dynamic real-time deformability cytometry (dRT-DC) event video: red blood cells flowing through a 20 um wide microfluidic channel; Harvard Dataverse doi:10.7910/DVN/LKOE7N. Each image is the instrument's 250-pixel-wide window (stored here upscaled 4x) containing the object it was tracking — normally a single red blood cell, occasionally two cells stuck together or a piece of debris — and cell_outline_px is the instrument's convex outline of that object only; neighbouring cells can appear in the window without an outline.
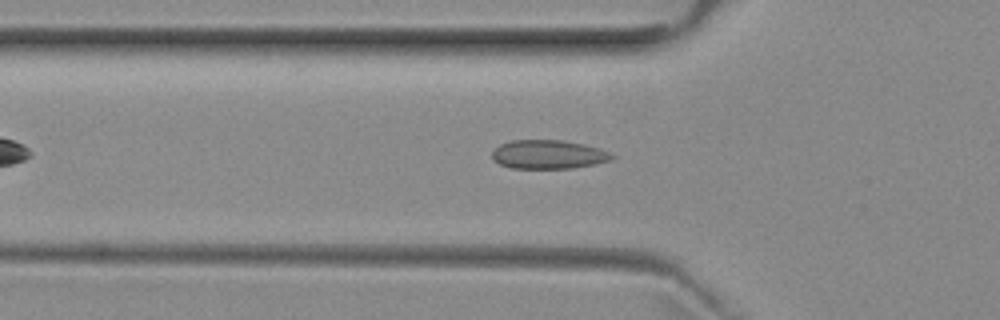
{"species": "common noctule bat (a hibernating species)", "species_latin": "Nyctalus noctula", "temperature_condition": "room temperature", "stored_images_in_passage": 41, "camera_frame_rate_fps": 3000, "um_per_image_px": 0.085, "animal": {"sex": "female", "body_mass_g": 29.2, "forearm_length_mm": 56.3}, "frame": {"image": 1, "passage_image": 9, "time_ms": 2.667, "image_size_px": [1000, 320], "cell_outline_px": [[616, 156], [612, 160], [572, 168], [512, 168], [500, 164], [492, 156], [492, 152], [500, 144], [512, 140], [564, 140], [584, 144], [600, 148]], "centroid_in_image_um": [46.63, 13.12], "position_along_channel_um": 79.2, "area_um2": 20.0}}
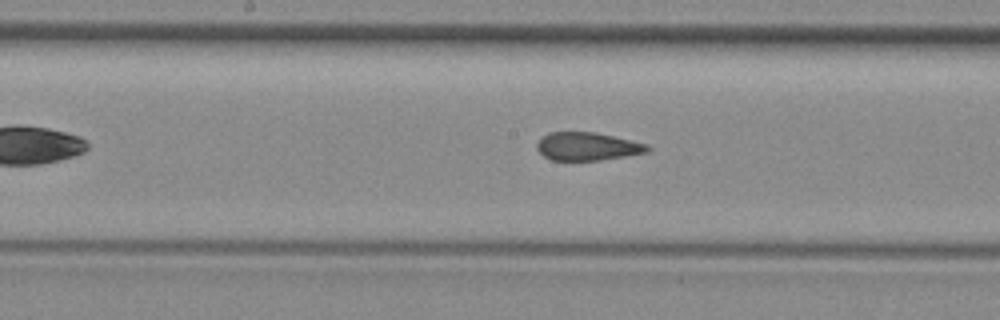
{"frame": {"image": 2, "passage_image": 18, "time_ms": 5.667, "image_size_px": [1000, 320], "cell_outline_px": [[652, 148], [648, 152], [600, 160], [552, 160], [544, 156], [536, 148], [536, 144], [548, 132], [596, 132], [648, 144]], "centroid_in_image_um": [49.95, 12.44], "position_along_channel_um": 198.3, "area_um2": 18.03}}
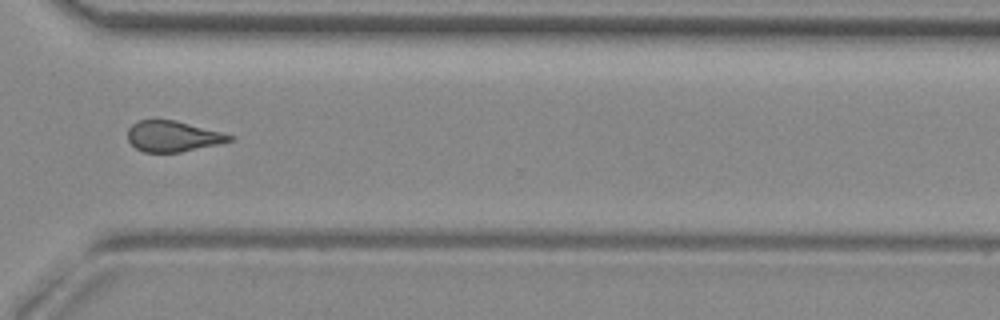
{"frame": {"image": 3, "passage_image": 30, "time_ms": 9.667, "image_size_px": [1000, 320], "cell_outline_px": [[236, 136], [232, 140], [220, 144], [180, 152], [144, 152], [136, 148], [128, 140], [128, 128], [132, 124], [140, 120], [176, 120]], "centroid_in_image_um": [14.71, 11.58], "position_along_channel_um": 355.9, "area_um2": 18.21}, "authors_computed_cell_mechanics": {"area_um2": 19.3052, "velocity_mm_per_s": 3.9423, "shape_relaxation_time_tau1_ms": null, "shape_relaxation_time_tau2_ms": 1.9782, "deformation_change_tau1": null, "deformation_change_tau2": 0.0686}}